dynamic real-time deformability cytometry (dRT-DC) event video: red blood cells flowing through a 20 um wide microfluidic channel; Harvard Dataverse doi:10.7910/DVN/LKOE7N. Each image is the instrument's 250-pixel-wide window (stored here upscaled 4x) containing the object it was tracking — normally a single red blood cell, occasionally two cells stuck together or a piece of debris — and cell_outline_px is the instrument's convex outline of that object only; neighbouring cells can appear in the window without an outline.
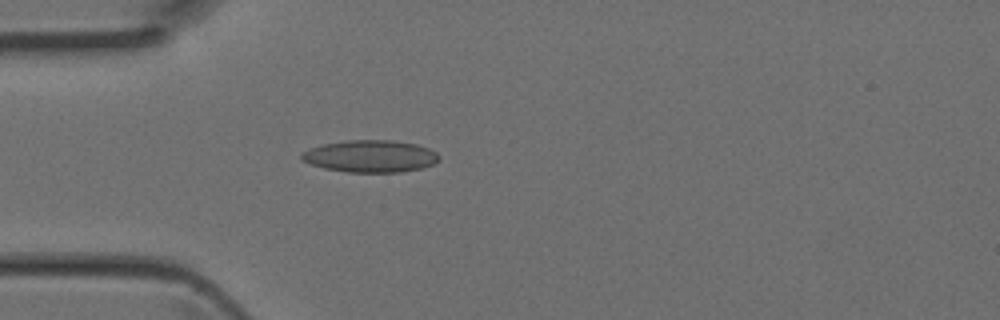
{"species": "Egyptian fruit bat (a non-hibernating species)", "species_latin": "Rousettus aegyptiacus", "temperature_condition": "room temperature", "stored_images_in_passage": 32, "camera_frame_rate_fps": 3000, "um_per_image_px": 0.085, "animal": {"sex": "female"}, "frame": {"image": 1, "passage_image": 1, "time_ms": 0.0, "image_size_px": [1000, 320], "cell_outline_px": [[440, 160], [432, 164], [420, 168], [400, 172], [348, 172], [324, 168], [300, 160], [300, 152], [308, 148], [320, 144], [348, 140], [392, 140], [416, 144], [428, 148], [436, 152], [440, 156]], "centroid_in_image_um": [31.44, 13.27], "position_along_channel_um": 53.6, "area_um2": 25.89}}
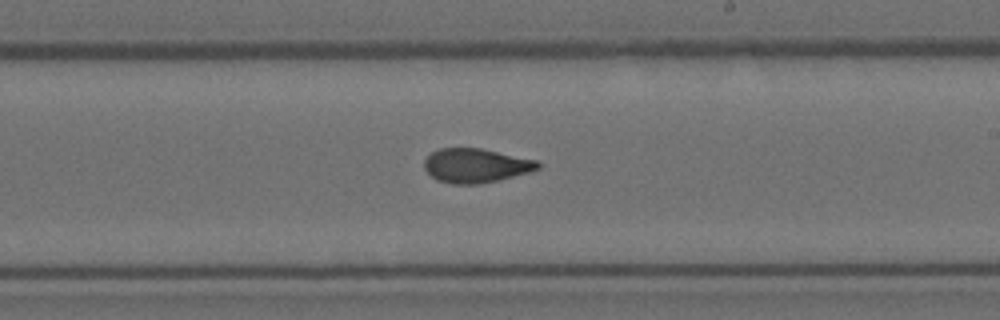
{"frame": {"image": 2, "passage_image": 14, "time_ms": 4.333, "image_size_px": [1000, 320], "cell_outline_px": [[540, 168], [528, 172], [496, 180], [476, 184], [452, 184], [436, 180], [424, 168], [424, 160], [432, 152], [440, 148], [480, 148], [536, 160], [540, 164]], "centroid_in_image_um": [40.41, 14.07], "position_along_channel_um": 248.6, "area_um2": 22.31}}
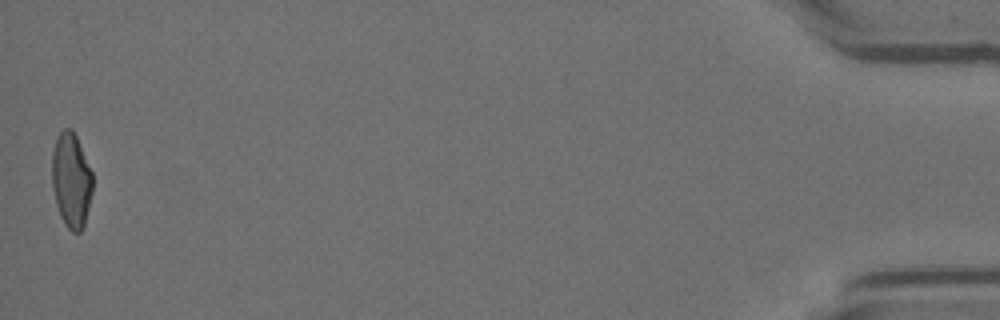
{"frame": {"image": 3, "passage_image": 32, "time_ms": 10.333, "image_size_px": [1000, 320], "cell_outline_px": [[92, 192], [84, 224], [80, 232], [72, 232], [64, 224], [60, 216], [56, 204], [52, 188], [52, 152], [56, 136], [64, 128], [72, 128], [76, 136], [92, 172]], "centroid_in_image_um": [6.04, 15.3], "position_along_channel_um": 429.2, "area_um2": 22.48}}